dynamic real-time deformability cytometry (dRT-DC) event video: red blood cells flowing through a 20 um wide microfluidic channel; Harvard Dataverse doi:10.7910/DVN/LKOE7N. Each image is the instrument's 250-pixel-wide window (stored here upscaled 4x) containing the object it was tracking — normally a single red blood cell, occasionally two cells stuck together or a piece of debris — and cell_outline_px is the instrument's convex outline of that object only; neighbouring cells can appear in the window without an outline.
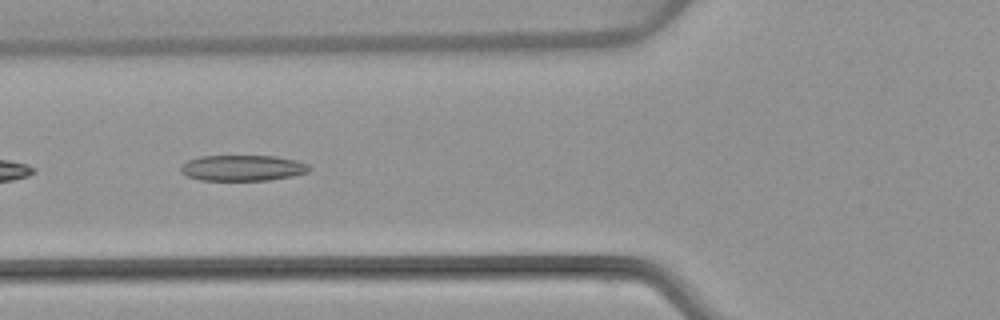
{"species": "common noctule bat (a hibernating species)", "species_latin": "Nyctalus noctula", "temperature_condition": "warm", "stored_images_in_passage": 20, "camera_frame_rate_fps": 3000, "um_per_image_px": 0.085, "animal": {"sex": "female", "body_mass_g": 22.7, "forearm_length_mm": 54.2}, "frame": {"image": 1, "passage_image": 4, "time_ms": 1.0, "image_size_px": [1000, 320], "cell_outline_px": [[312, 168], [308, 172], [292, 176], [268, 180], [200, 180], [188, 176], [180, 172], [180, 168], [188, 160], [200, 156], [276, 156], [296, 160], [308, 164]], "centroid_in_image_um": [20.64, 14.27], "position_along_channel_um": 105.2, "area_um2": 19.31}}